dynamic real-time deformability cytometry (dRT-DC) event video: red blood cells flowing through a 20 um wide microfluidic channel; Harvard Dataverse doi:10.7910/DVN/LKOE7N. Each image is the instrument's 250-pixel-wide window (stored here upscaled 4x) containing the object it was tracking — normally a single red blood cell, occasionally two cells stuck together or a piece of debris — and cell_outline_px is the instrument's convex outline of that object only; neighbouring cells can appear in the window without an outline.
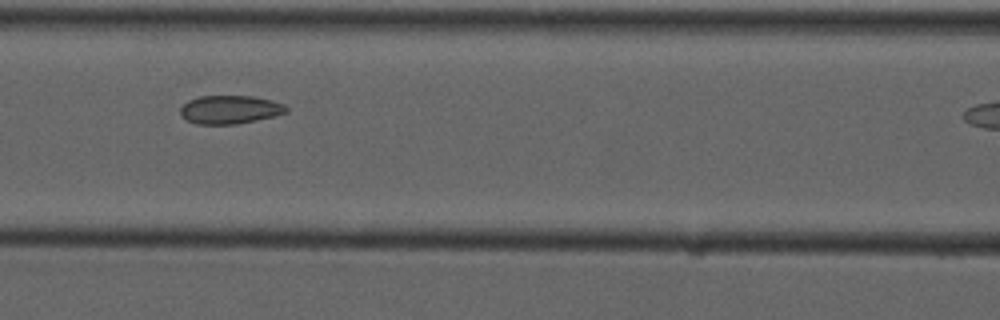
{"species": "common noctule bat (a hibernating species)", "species_latin": "Nyctalus noctula", "temperature_condition": "cold", "stored_images_in_passage": 8, "camera_frame_rate_fps": 3000, "um_per_image_px": 0.085, "animal": {"sex": "male", "forearm_length_mm": 52.5}, "frame": {"image": 1, "passage_image": 5, "time_ms": 4.667, "image_size_px": [1000, 320], "cell_outline_px": [[288, 112], [256, 120], [236, 124], [196, 124], [180, 116], [180, 108], [188, 100], [200, 96], [252, 96], [272, 100], [284, 104], [288, 108]], "centroid_in_image_um": [19.53, 9.31], "position_along_channel_um": 147.1, "area_um2": 17.51}}
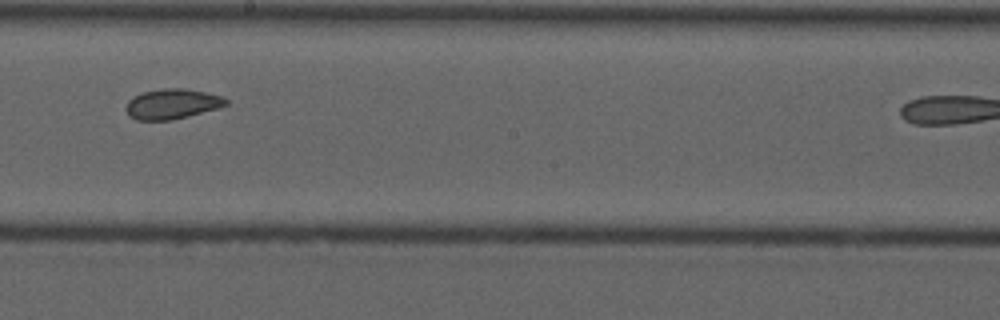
{"frame": {"image": 2, "passage_image": 7, "time_ms": 7.0, "image_size_px": [1000, 320], "cell_outline_px": [[228, 104], [216, 108], [172, 120], [136, 120], [128, 116], [124, 108], [128, 100], [132, 96], [144, 92], [164, 88], [184, 88], [204, 92], [220, 96], [228, 100]], "centroid_in_image_um": [14.55, 8.84], "position_along_channel_um": 233.6, "area_um2": 17.46}}